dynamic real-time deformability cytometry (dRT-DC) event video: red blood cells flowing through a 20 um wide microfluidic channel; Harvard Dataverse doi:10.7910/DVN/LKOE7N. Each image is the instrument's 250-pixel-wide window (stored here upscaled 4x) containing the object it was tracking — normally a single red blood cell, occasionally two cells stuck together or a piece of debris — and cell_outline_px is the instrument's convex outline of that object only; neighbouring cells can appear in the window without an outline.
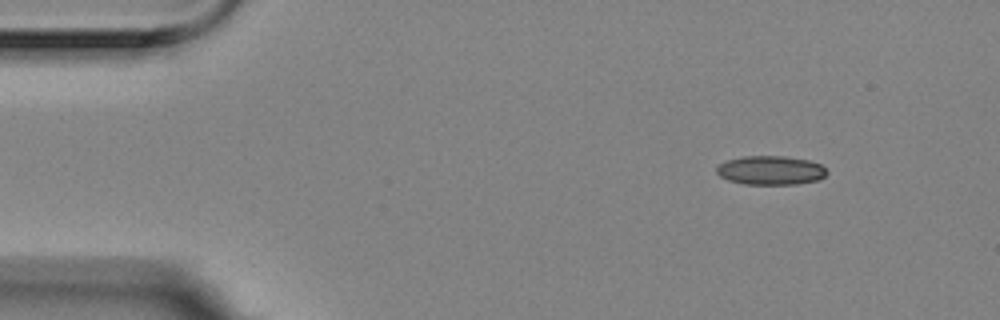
{"species": "Egyptian fruit bat (a non-hibernating species)", "species_latin": "Rousettus aegyptiacus", "temperature_condition": "room temperature", "stored_images_in_passage": 3, "camera_frame_rate_fps": 3000, "um_per_image_px": 0.085, "animal": {"sex": "female"}, "frame": {"image": 1, "passage_image": 1, "time_ms": 0.0, "image_size_px": [1000, 320], "cell_outline_px": [[828, 172], [820, 180], [796, 184], [744, 184], [728, 180], [720, 176], [716, 172], [716, 168], [720, 164], [728, 160], [744, 156], [784, 156], [808, 160], [820, 164]], "centroid_in_image_um": [65.51, 14.48], "position_along_channel_um": 19.5, "area_um2": 18.55}}